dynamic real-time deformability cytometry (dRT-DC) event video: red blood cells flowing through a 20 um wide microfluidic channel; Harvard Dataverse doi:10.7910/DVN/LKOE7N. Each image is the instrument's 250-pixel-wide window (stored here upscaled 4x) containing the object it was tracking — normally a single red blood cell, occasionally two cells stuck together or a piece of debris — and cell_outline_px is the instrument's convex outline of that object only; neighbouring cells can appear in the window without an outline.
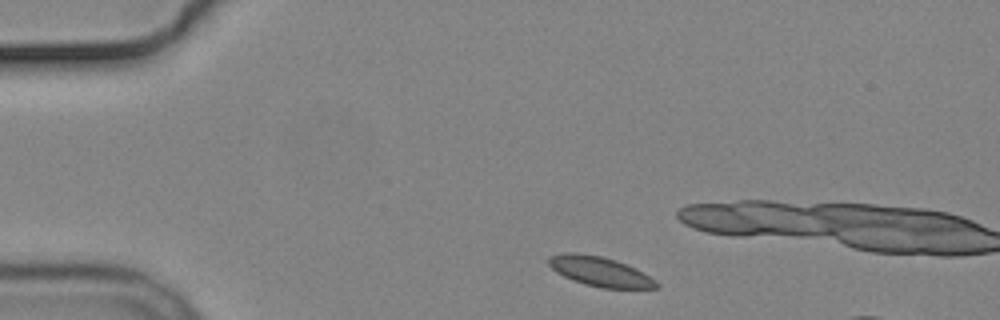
{"species": "common noctule bat (a hibernating species)", "species_latin": "Nyctalus noctula", "temperature_condition": "cold", "stored_images_in_passage": 8, "camera_frame_rate_fps": 3000, "um_per_image_px": 0.085, "animal": {"sex": "male", "body_mass_g": 19.2, "forearm_length_mm": 51.8}, "frame": {"image": 1, "passage_image": 1, "time_ms": 0.0, "image_size_px": [1000, 320], "cell_outline_px": [[660, 288], [600, 288], [584, 284], [572, 280], [556, 272], [548, 264], [548, 256], [564, 252], [576, 252], [600, 256], [616, 260], [656, 280], [660, 284]], "centroid_in_image_um": [50.95, 23.08], "position_along_channel_um": 34.1, "area_um2": 18.5}}